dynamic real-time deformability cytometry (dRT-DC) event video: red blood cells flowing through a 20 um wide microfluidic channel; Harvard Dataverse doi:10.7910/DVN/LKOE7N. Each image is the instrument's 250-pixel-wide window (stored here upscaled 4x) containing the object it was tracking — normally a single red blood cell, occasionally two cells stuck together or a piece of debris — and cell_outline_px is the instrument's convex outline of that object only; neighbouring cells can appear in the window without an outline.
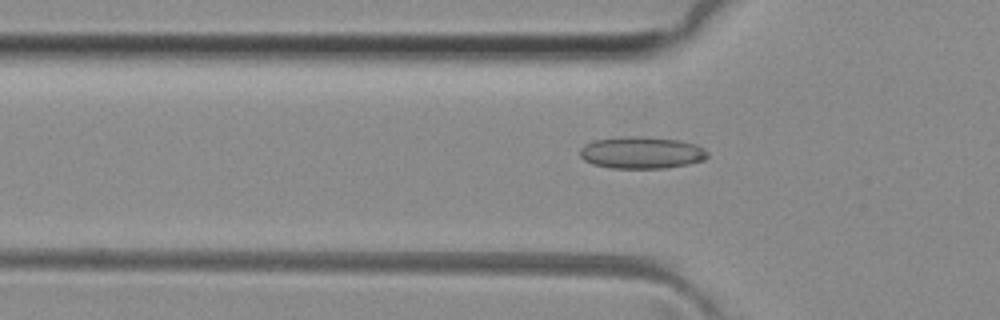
{"species": "common noctule bat (a hibernating species)", "species_latin": "Nyctalus noctula", "temperature_condition": "room temperature", "stored_images_in_passage": 28, "camera_frame_rate_fps": 3000, "um_per_image_px": 0.085, "animal": {"sex": "female", "body_mass_g": 29.2, "forearm_length_mm": 56.3}, "frame": {"image": 1, "passage_image": 7, "time_ms": 2.0, "image_size_px": [1000, 320], "cell_outline_px": [[708, 156], [704, 160], [688, 164], [664, 168], [612, 168], [592, 164], [584, 160], [580, 156], [580, 148], [584, 144], [592, 140], [624, 136], [644, 136], [676, 140], [696, 144], [704, 148], [708, 152]], "centroid_in_image_um": [54.51, 12.97], "position_along_channel_um": 71.3, "area_um2": 23.93}}
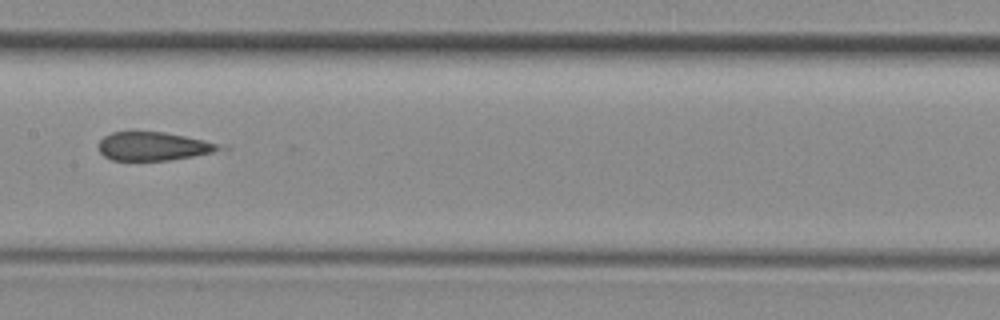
{"frame": {"image": 2, "passage_image": 16, "time_ms": 5.0, "image_size_px": [1000, 320], "cell_outline_px": [[232, 148], [192, 156], [168, 160], [112, 160], [104, 156], [100, 152], [96, 144], [104, 136], [112, 132], [164, 132], [228, 144]], "centroid_in_image_um": [13.13, 12.43], "position_along_channel_um": 194.3, "area_um2": 20.46}}
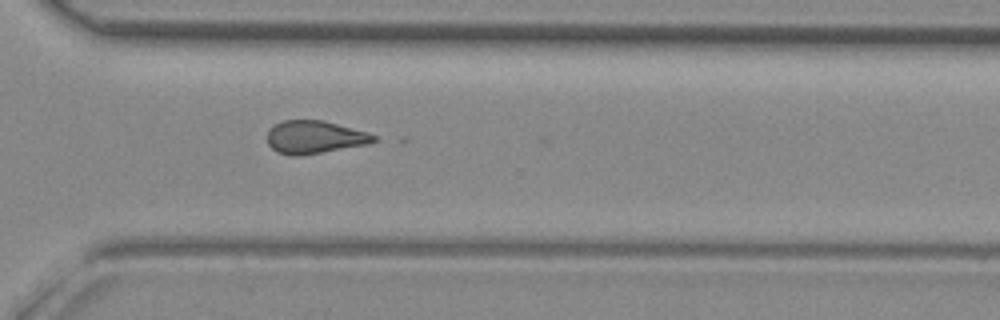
{"frame": {"image": 3, "passage_image": 27, "time_ms": 8.667, "image_size_px": [1000, 320], "cell_outline_px": [[376, 140], [368, 144], [300, 156], [288, 156], [276, 152], [268, 144], [268, 132], [276, 124], [284, 120], [324, 120], [368, 132], [376, 136]], "centroid_in_image_um": [26.74, 11.67], "position_along_channel_um": 343.9, "area_um2": 20.4}}